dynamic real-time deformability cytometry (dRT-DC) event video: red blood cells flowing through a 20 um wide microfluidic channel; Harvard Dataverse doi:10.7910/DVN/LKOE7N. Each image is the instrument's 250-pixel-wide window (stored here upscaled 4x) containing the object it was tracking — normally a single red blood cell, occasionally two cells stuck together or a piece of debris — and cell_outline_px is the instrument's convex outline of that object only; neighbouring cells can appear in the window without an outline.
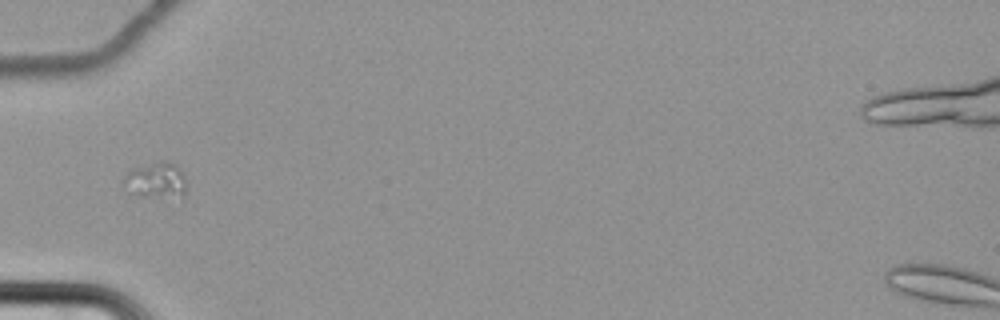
{"species": "common noctule bat (a hibernating species)", "species_latin": "Nyctalus noctula", "temperature_condition": "cold", "stored_images_in_passage": 3, "camera_frame_rate_fps": 3000, "um_per_image_px": 0.085, "animal": {"sex": "female", "body_mass_g": 22.7, "forearm_length_mm": 54.2}, "frame": {"image": 1, "passage_image": 1, "time_ms": 0.0, "image_size_px": [1000, 320], "cell_outline_px": [[188, 188], [184, 196], [140, 196], [132, 192], [124, 180], [124, 176], [132, 168], [160, 160], [164, 160], [176, 164], [180, 168], [188, 180]], "centroid_in_image_um": [13.37, 15.28], "position_along_channel_um": 71.6, "area_um2": 13.18}}